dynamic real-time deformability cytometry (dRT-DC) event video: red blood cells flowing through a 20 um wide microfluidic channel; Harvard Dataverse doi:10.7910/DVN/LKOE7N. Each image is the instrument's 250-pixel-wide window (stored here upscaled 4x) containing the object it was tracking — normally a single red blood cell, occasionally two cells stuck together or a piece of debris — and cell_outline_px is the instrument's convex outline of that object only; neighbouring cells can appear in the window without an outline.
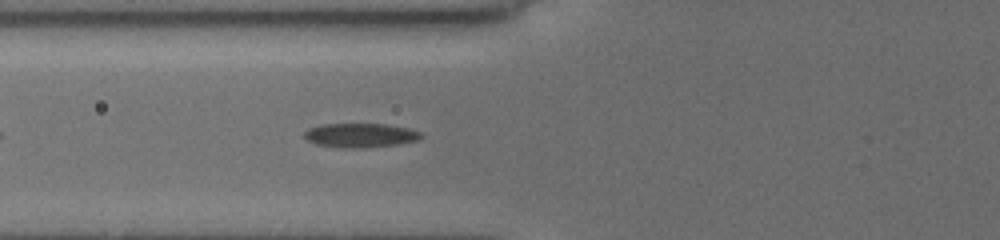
{"species": "common noctule bat (a hibernating species)", "species_latin": "Nyctalus noctula", "temperature_condition": "cold", "stored_images_in_passage": 39, "camera_frame_rate_fps": 3000, "um_per_image_px": 0.085, "animal": {"sex": "female", "body_mass_g": 19.5, "forearm_length_mm": 54.1}, "frame": {"image": 1, "passage_image": 8, "time_ms": 2.333, "image_size_px": [1000, 240], "cell_outline_px": [[424, 136], [416, 140], [396, 144], [360, 148], [352, 148], [316, 144], [308, 140], [304, 136], [304, 132], [312, 128], [324, 124], [384, 124], [404, 128], [420, 132]], "centroid_in_image_um": [30.62, 11.5], "position_along_channel_um": 95.2, "area_um2": 15.9}}
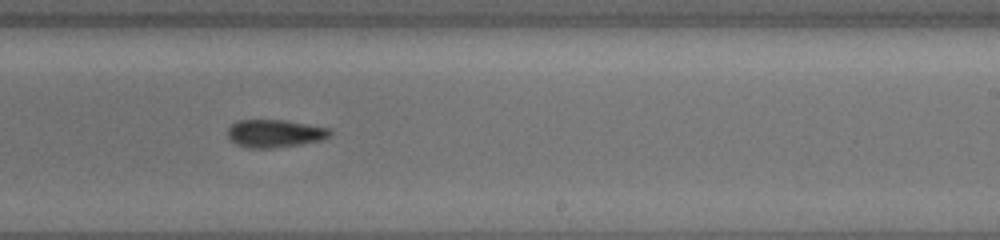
{"frame": {"image": 2, "passage_image": 21, "time_ms": 6.667, "image_size_px": [1000, 240], "cell_outline_px": [[332, 132], [328, 136], [320, 140], [300, 144], [272, 148], [248, 148], [236, 144], [228, 136], [228, 128], [236, 120], [284, 120], [328, 128]], "centroid_in_image_um": [23.32, 11.34], "position_along_channel_um": 265.7, "area_um2": 16.36}}
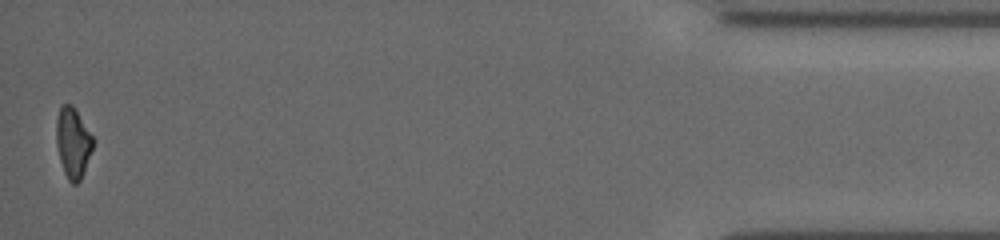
{"frame": {"image": 3, "passage_image": 39, "time_ms": 12.667, "image_size_px": [1000, 240], "cell_outline_px": [[92, 148], [80, 180], [76, 184], [72, 184], [68, 180], [64, 172], [60, 160], [56, 144], [56, 120], [60, 104], [72, 104], [76, 108], [92, 136]], "centroid_in_image_um": [6.17, 12.08], "position_along_channel_um": 429.0, "area_um2": 14.91}, "authors_computed_cell_mechanics": {"area_um2": 15.9528, "velocity_mm_per_s": 3.9342, "shape_relaxation_time_tau1_ms": 2.189, "shape_relaxation_time_tau2_ms": 3.4298, "deformation_change_tau1": 0.0937, "deformation_change_tau2": 0.0991}}